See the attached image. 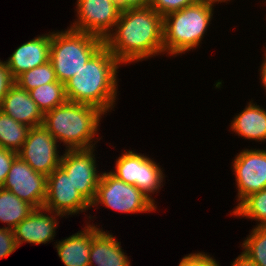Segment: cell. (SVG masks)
<instances>
[{
  "instance_id": "6da1fadb",
  "label": "cell",
  "mask_w": 266,
  "mask_h": 266,
  "mask_svg": "<svg viewBox=\"0 0 266 266\" xmlns=\"http://www.w3.org/2000/svg\"><path fill=\"white\" fill-rule=\"evenodd\" d=\"M104 46L122 65L164 55L163 17L150 6L121 10Z\"/></svg>"
},
{
  "instance_id": "2e32d148",
  "label": "cell",
  "mask_w": 266,
  "mask_h": 266,
  "mask_svg": "<svg viewBox=\"0 0 266 266\" xmlns=\"http://www.w3.org/2000/svg\"><path fill=\"white\" fill-rule=\"evenodd\" d=\"M90 222L77 233L54 242V248L64 266H89L92 236L100 229V225Z\"/></svg>"
},
{
  "instance_id": "52a82bcc",
  "label": "cell",
  "mask_w": 266,
  "mask_h": 266,
  "mask_svg": "<svg viewBox=\"0 0 266 266\" xmlns=\"http://www.w3.org/2000/svg\"><path fill=\"white\" fill-rule=\"evenodd\" d=\"M123 151L115 161V169L110 173L117 179L134 185L155 203L152 194L157 195L164 186L166 176L163 168L149 155L137 153L135 150Z\"/></svg>"
},
{
  "instance_id": "9a60e30c",
  "label": "cell",
  "mask_w": 266,
  "mask_h": 266,
  "mask_svg": "<svg viewBox=\"0 0 266 266\" xmlns=\"http://www.w3.org/2000/svg\"><path fill=\"white\" fill-rule=\"evenodd\" d=\"M51 32L44 33L21 44L5 61L15 80L23 72L50 61Z\"/></svg>"
},
{
  "instance_id": "d6a6232c",
  "label": "cell",
  "mask_w": 266,
  "mask_h": 266,
  "mask_svg": "<svg viewBox=\"0 0 266 266\" xmlns=\"http://www.w3.org/2000/svg\"><path fill=\"white\" fill-rule=\"evenodd\" d=\"M263 63H261V66L259 68V80L261 81V84L263 86V88L265 89L266 92V53H264V57L262 60Z\"/></svg>"
},
{
  "instance_id": "e0dca14e",
  "label": "cell",
  "mask_w": 266,
  "mask_h": 266,
  "mask_svg": "<svg viewBox=\"0 0 266 266\" xmlns=\"http://www.w3.org/2000/svg\"><path fill=\"white\" fill-rule=\"evenodd\" d=\"M0 110L29 127L43 125L44 114L25 89L14 83L3 99Z\"/></svg>"
},
{
  "instance_id": "4316f807",
  "label": "cell",
  "mask_w": 266,
  "mask_h": 266,
  "mask_svg": "<svg viewBox=\"0 0 266 266\" xmlns=\"http://www.w3.org/2000/svg\"><path fill=\"white\" fill-rule=\"evenodd\" d=\"M178 266H221L214 257L205 252L189 253L181 258Z\"/></svg>"
},
{
  "instance_id": "7c38bea8",
  "label": "cell",
  "mask_w": 266,
  "mask_h": 266,
  "mask_svg": "<svg viewBox=\"0 0 266 266\" xmlns=\"http://www.w3.org/2000/svg\"><path fill=\"white\" fill-rule=\"evenodd\" d=\"M2 188L10 190L35 209L43 208L47 195V176L36 172L29 164L17 156L11 165Z\"/></svg>"
},
{
  "instance_id": "4fadbf2b",
  "label": "cell",
  "mask_w": 266,
  "mask_h": 266,
  "mask_svg": "<svg viewBox=\"0 0 266 266\" xmlns=\"http://www.w3.org/2000/svg\"><path fill=\"white\" fill-rule=\"evenodd\" d=\"M43 208L64 217L91 209V204L76 190L70 177L59 166L47 176V195Z\"/></svg>"
},
{
  "instance_id": "ac0fdd59",
  "label": "cell",
  "mask_w": 266,
  "mask_h": 266,
  "mask_svg": "<svg viewBox=\"0 0 266 266\" xmlns=\"http://www.w3.org/2000/svg\"><path fill=\"white\" fill-rule=\"evenodd\" d=\"M129 258L112 232L100 228L92 236L89 266H131Z\"/></svg>"
},
{
  "instance_id": "7402d4cb",
  "label": "cell",
  "mask_w": 266,
  "mask_h": 266,
  "mask_svg": "<svg viewBox=\"0 0 266 266\" xmlns=\"http://www.w3.org/2000/svg\"><path fill=\"white\" fill-rule=\"evenodd\" d=\"M230 215L255 220L256 227H266V188L244 198Z\"/></svg>"
},
{
  "instance_id": "484cf974",
  "label": "cell",
  "mask_w": 266,
  "mask_h": 266,
  "mask_svg": "<svg viewBox=\"0 0 266 266\" xmlns=\"http://www.w3.org/2000/svg\"><path fill=\"white\" fill-rule=\"evenodd\" d=\"M199 0H151L150 7L162 17L169 13L179 11L187 6L197 3Z\"/></svg>"
},
{
  "instance_id": "277c9868",
  "label": "cell",
  "mask_w": 266,
  "mask_h": 266,
  "mask_svg": "<svg viewBox=\"0 0 266 266\" xmlns=\"http://www.w3.org/2000/svg\"><path fill=\"white\" fill-rule=\"evenodd\" d=\"M223 2L226 3L224 0H199L164 16V54L173 58L198 49L213 19L215 4Z\"/></svg>"
},
{
  "instance_id": "d6986e66",
  "label": "cell",
  "mask_w": 266,
  "mask_h": 266,
  "mask_svg": "<svg viewBox=\"0 0 266 266\" xmlns=\"http://www.w3.org/2000/svg\"><path fill=\"white\" fill-rule=\"evenodd\" d=\"M246 107L230 121V130L245 140L266 142V108L249 100Z\"/></svg>"
},
{
  "instance_id": "4dcf8cb0",
  "label": "cell",
  "mask_w": 266,
  "mask_h": 266,
  "mask_svg": "<svg viewBox=\"0 0 266 266\" xmlns=\"http://www.w3.org/2000/svg\"><path fill=\"white\" fill-rule=\"evenodd\" d=\"M121 10L129 8H143L150 5L151 0H114Z\"/></svg>"
},
{
  "instance_id": "cb8c5ba5",
  "label": "cell",
  "mask_w": 266,
  "mask_h": 266,
  "mask_svg": "<svg viewBox=\"0 0 266 266\" xmlns=\"http://www.w3.org/2000/svg\"><path fill=\"white\" fill-rule=\"evenodd\" d=\"M242 253L257 266H266V227L254 226L240 245Z\"/></svg>"
},
{
  "instance_id": "f546056e",
  "label": "cell",
  "mask_w": 266,
  "mask_h": 266,
  "mask_svg": "<svg viewBox=\"0 0 266 266\" xmlns=\"http://www.w3.org/2000/svg\"><path fill=\"white\" fill-rule=\"evenodd\" d=\"M14 83L6 62L0 59V107L8 90Z\"/></svg>"
},
{
  "instance_id": "836d02e7",
  "label": "cell",
  "mask_w": 266,
  "mask_h": 266,
  "mask_svg": "<svg viewBox=\"0 0 266 266\" xmlns=\"http://www.w3.org/2000/svg\"><path fill=\"white\" fill-rule=\"evenodd\" d=\"M224 1H225V2H226V4H227V3H229V2H230V1H232V0H224ZM228 1H229V2H228Z\"/></svg>"
},
{
  "instance_id": "ba28073f",
  "label": "cell",
  "mask_w": 266,
  "mask_h": 266,
  "mask_svg": "<svg viewBox=\"0 0 266 266\" xmlns=\"http://www.w3.org/2000/svg\"><path fill=\"white\" fill-rule=\"evenodd\" d=\"M95 148L65 150L60 167L70 177L76 190L91 204L96 196L97 187L102 175L98 171ZM100 172V173H99Z\"/></svg>"
},
{
  "instance_id": "ffe728a7",
  "label": "cell",
  "mask_w": 266,
  "mask_h": 266,
  "mask_svg": "<svg viewBox=\"0 0 266 266\" xmlns=\"http://www.w3.org/2000/svg\"><path fill=\"white\" fill-rule=\"evenodd\" d=\"M34 209L10 190L0 187V222L7 224L5 228L13 230Z\"/></svg>"
},
{
  "instance_id": "44dd1931",
  "label": "cell",
  "mask_w": 266,
  "mask_h": 266,
  "mask_svg": "<svg viewBox=\"0 0 266 266\" xmlns=\"http://www.w3.org/2000/svg\"><path fill=\"white\" fill-rule=\"evenodd\" d=\"M31 127L15 121L0 110V147L18 152L27 139Z\"/></svg>"
},
{
  "instance_id": "7a4b0ae2",
  "label": "cell",
  "mask_w": 266,
  "mask_h": 266,
  "mask_svg": "<svg viewBox=\"0 0 266 266\" xmlns=\"http://www.w3.org/2000/svg\"><path fill=\"white\" fill-rule=\"evenodd\" d=\"M122 65L104 45L64 83L67 101L94 106L105 115L116 106ZM118 80V81H117ZM112 110V111H111Z\"/></svg>"
},
{
  "instance_id": "30bf717a",
  "label": "cell",
  "mask_w": 266,
  "mask_h": 266,
  "mask_svg": "<svg viewBox=\"0 0 266 266\" xmlns=\"http://www.w3.org/2000/svg\"><path fill=\"white\" fill-rule=\"evenodd\" d=\"M237 205L252 193L266 188V149H242L232 161Z\"/></svg>"
},
{
  "instance_id": "83f0119b",
  "label": "cell",
  "mask_w": 266,
  "mask_h": 266,
  "mask_svg": "<svg viewBox=\"0 0 266 266\" xmlns=\"http://www.w3.org/2000/svg\"><path fill=\"white\" fill-rule=\"evenodd\" d=\"M18 249L14 231L4 226L0 227V259L10 256Z\"/></svg>"
},
{
  "instance_id": "8fae6325",
  "label": "cell",
  "mask_w": 266,
  "mask_h": 266,
  "mask_svg": "<svg viewBox=\"0 0 266 266\" xmlns=\"http://www.w3.org/2000/svg\"><path fill=\"white\" fill-rule=\"evenodd\" d=\"M58 142L43 126L32 127L18 156L36 172L49 176L60 166L62 155ZM60 154V155H59Z\"/></svg>"
},
{
  "instance_id": "9c48e42d",
  "label": "cell",
  "mask_w": 266,
  "mask_h": 266,
  "mask_svg": "<svg viewBox=\"0 0 266 266\" xmlns=\"http://www.w3.org/2000/svg\"><path fill=\"white\" fill-rule=\"evenodd\" d=\"M76 19L69 28L103 40L119 19L121 8L114 0H76Z\"/></svg>"
},
{
  "instance_id": "5b68a950",
  "label": "cell",
  "mask_w": 266,
  "mask_h": 266,
  "mask_svg": "<svg viewBox=\"0 0 266 266\" xmlns=\"http://www.w3.org/2000/svg\"><path fill=\"white\" fill-rule=\"evenodd\" d=\"M104 45L98 36L71 28L51 32L50 61L57 80L65 83Z\"/></svg>"
},
{
  "instance_id": "f1b7e54d",
  "label": "cell",
  "mask_w": 266,
  "mask_h": 266,
  "mask_svg": "<svg viewBox=\"0 0 266 266\" xmlns=\"http://www.w3.org/2000/svg\"><path fill=\"white\" fill-rule=\"evenodd\" d=\"M17 152L0 147V187H2Z\"/></svg>"
},
{
  "instance_id": "5bb4252c",
  "label": "cell",
  "mask_w": 266,
  "mask_h": 266,
  "mask_svg": "<svg viewBox=\"0 0 266 266\" xmlns=\"http://www.w3.org/2000/svg\"><path fill=\"white\" fill-rule=\"evenodd\" d=\"M64 216L45 208L34 209L33 212L22 220L14 229V237L18 248L23 243L35 245L53 242L56 237L59 218Z\"/></svg>"
},
{
  "instance_id": "3957f363",
  "label": "cell",
  "mask_w": 266,
  "mask_h": 266,
  "mask_svg": "<svg viewBox=\"0 0 266 266\" xmlns=\"http://www.w3.org/2000/svg\"><path fill=\"white\" fill-rule=\"evenodd\" d=\"M104 115L94 106L66 101L44 114L43 126L64 150L91 149L101 139L98 130Z\"/></svg>"
},
{
  "instance_id": "8992f818",
  "label": "cell",
  "mask_w": 266,
  "mask_h": 266,
  "mask_svg": "<svg viewBox=\"0 0 266 266\" xmlns=\"http://www.w3.org/2000/svg\"><path fill=\"white\" fill-rule=\"evenodd\" d=\"M105 206L121 214L151 213L157 209L155 204L134 185L117 179L110 172H102L99 185L91 208Z\"/></svg>"
},
{
  "instance_id": "d4e9b609",
  "label": "cell",
  "mask_w": 266,
  "mask_h": 266,
  "mask_svg": "<svg viewBox=\"0 0 266 266\" xmlns=\"http://www.w3.org/2000/svg\"><path fill=\"white\" fill-rule=\"evenodd\" d=\"M51 61L30 69L19 75L14 82L22 89L30 91L43 84L57 82Z\"/></svg>"
},
{
  "instance_id": "603a6c76",
  "label": "cell",
  "mask_w": 266,
  "mask_h": 266,
  "mask_svg": "<svg viewBox=\"0 0 266 266\" xmlns=\"http://www.w3.org/2000/svg\"><path fill=\"white\" fill-rule=\"evenodd\" d=\"M28 92L43 114L67 101L64 83L59 81L43 84Z\"/></svg>"
},
{
  "instance_id": "1f68e13d",
  "label": "cell",
  "mask_w": 266,
  "mask_h": 266,
  "mask_svg": "<svg viewBox=\"0 0 266 266\" xmlns=\"http://www.w3.org/2000/svg\"><path fill=\"white\" fill-rule=\"evenodd\" d=\"M231 266H257L250 259H248L242 252L230 264Z\"/></svg>"
}]
</instances>
